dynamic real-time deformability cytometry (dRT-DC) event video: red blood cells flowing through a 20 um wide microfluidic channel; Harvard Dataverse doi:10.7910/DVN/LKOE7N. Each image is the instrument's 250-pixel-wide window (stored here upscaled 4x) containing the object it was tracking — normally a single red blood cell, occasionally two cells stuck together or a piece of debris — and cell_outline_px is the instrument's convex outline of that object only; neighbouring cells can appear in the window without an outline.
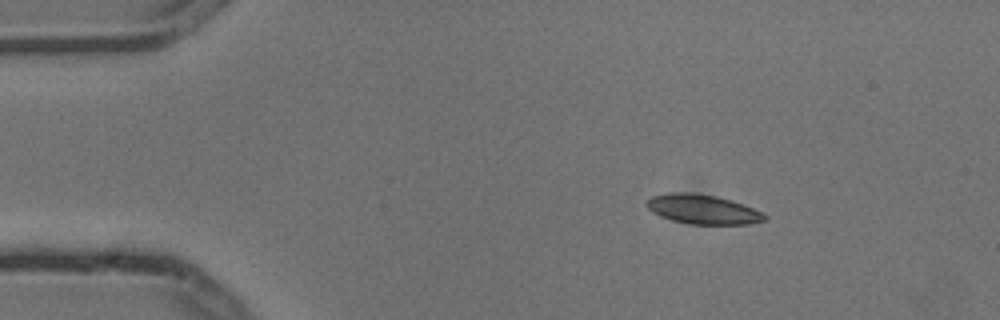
{"species": "common noctule bat (a hibernating species)", "species_latin": "Nyctalus noctula", "temperature_condition": "cold", "stored_images_in_passage": 4, "camera_frame_rate_fps": 3000, "um_per_image_px": 0.085, "animal": {"sex": "male", "body_mass_g": 13.3}, "frame": {"image": 1, "passage_image": 2, "time_ms": 0.333, "image_size_px": [1000, 320], "cell_outline_px": [[768, 220], [748, 224], [688, 224], [672, 220], [660, 216], [652, 212], [644, 204], [644, 200], [652, 196], [672, 192], [688, 192], [716, 196], [732, 200], [744, 204], [768, 216]], "centroid_in_image_um": [59.71, 17.79], "position_along_channel_um": 25.3, "area_um2": 20.4}}